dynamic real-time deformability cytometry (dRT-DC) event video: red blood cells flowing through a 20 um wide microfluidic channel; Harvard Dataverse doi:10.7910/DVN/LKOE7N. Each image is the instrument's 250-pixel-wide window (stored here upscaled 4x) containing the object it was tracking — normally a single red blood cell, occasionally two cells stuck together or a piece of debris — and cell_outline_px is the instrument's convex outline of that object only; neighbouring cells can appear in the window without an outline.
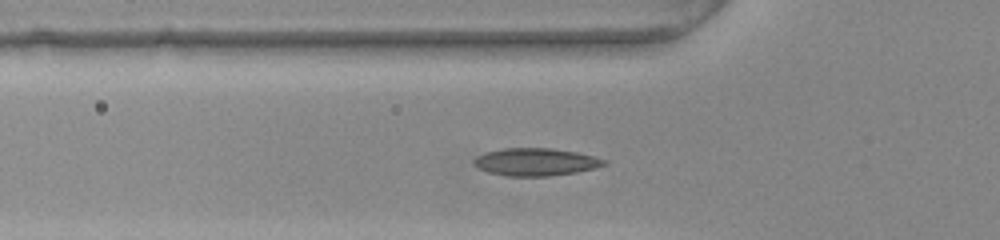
{"species": "common noctule bat (a hibernating species)", "species_latin": "Nyctalus noctula", "temperature_condition": "warm", "stored_images_in_passage": 41, "camera_frame_rate_fps": 3000, "um_per_image_px": 0.085, "animal": {"sex": "female", "body_mass_g": 22.0, "forearm_length_mm": 56.7}, "frame": {"image": 1, "passage_image": 13, "time_ms": 4.0, "image_size_px": [1000, 240], "cell_outline_px": [[608, 164], [576, 172], [548, 176], [508, 176], [488, 172], [480, 168], [476, 164], [476, 156], [484, 152], [504, 148], [552, 148], [576, 152], [592, 156], [604, 160]], "centroid_in_image_um": [45.52, 13.76], "position_along_channel_um": 80.3, "area_um2": 20.58}}
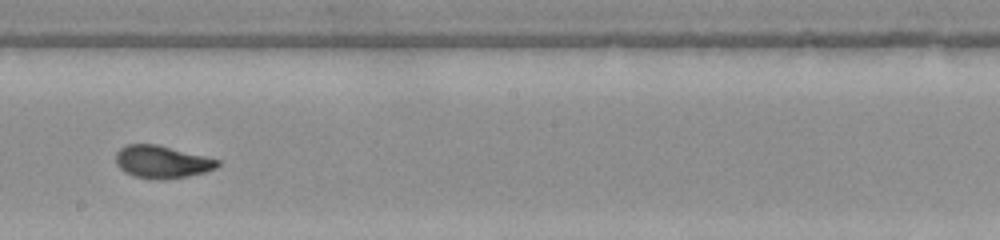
{"frame": {"image": 2, "passage_image": 25, "time_ms": 8.0, "image_size_px": [1000, 240], "cell_outline_px": [[220, 164], [216, 168], [204, 172], [188, 176], [160, 180], [156, 180], [132, 176], [124, 172], [116, 164], [116, 152], [120, 148], [128, 144], [156, 144], [220, 160]], "centroid_in_image_um": [13.74, 13.77], "position_along_channel_um": 234.5, "area_um2": 19.31}}
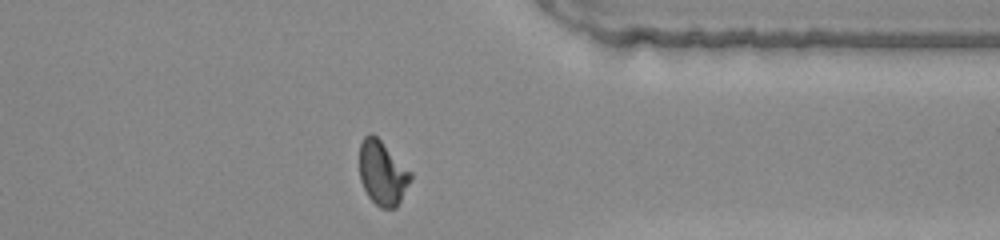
{"frame": {"image": 3, "passage_image": 37, "time_ms": 12.0, "image_size_px": [1000, 240], "cell_outline_px": [[412, 180], [396, 208], [380, 208], [368, 196], [360, 180], [360, 144], [364, 136], [368, 132], [372, 132], [412, 172]], "centroid_in_image_um": [32.52, 14.7], "position_along_channel_um": 378.9, "area_um2": 19.19}, "authors_computed_cell_mechanics": {"area_um2": 19.1318, "velocity_mm_per_s": 3.8462, "shape_relaxation_time_tau1_ms": 11.0708, "shape_relaxation_time_tau2_ms": 0.9104, "deformation_change_tau1": 0.3161, "deformation_change_tau2": 0.0454}}